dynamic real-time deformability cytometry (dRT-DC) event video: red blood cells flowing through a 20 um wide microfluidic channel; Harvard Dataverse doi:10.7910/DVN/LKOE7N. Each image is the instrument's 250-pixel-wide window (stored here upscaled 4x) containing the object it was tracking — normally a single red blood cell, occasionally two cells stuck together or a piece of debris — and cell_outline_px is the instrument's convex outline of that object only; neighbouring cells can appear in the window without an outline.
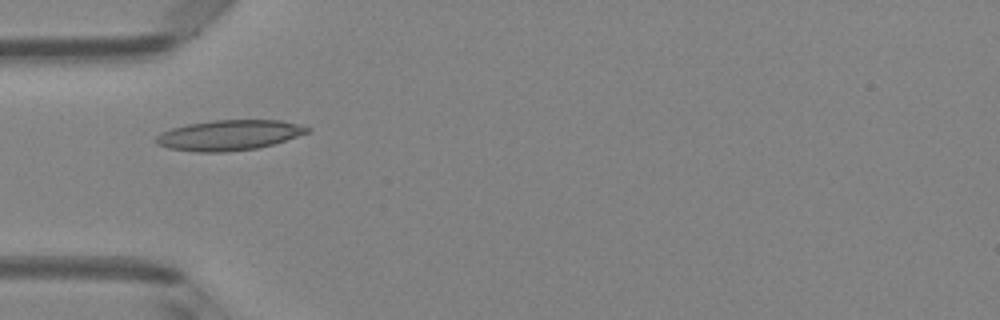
{"species": "Egyptian fruit bat (a non-hibernating species)", "species_latin": "Rousettus aegyptiacus", "temperature_condition": "room temperature", "stored_images_in_passage": 6, "camera_frame_rate_fps": 3000, "um_per_image_px": 0.085, "animal": {"sex": "female"}, "frame": {"image": 1, "passage_image": 5, "time_ms": 1.333, "image_size_px": [1000, 320], "cell_outline_px": [[312, 128], [308, 132], [272, 144], [256, 148], [224, 152], [196, 152], [168, 148], [156, 144], [156, 136], [172, 128], [188, 124], [212, 120], [280, 120]], "centroid_in_image_um": [19.44, 11.49], "position_along_channel_um": 65.6, "area_um2": 26.36}}
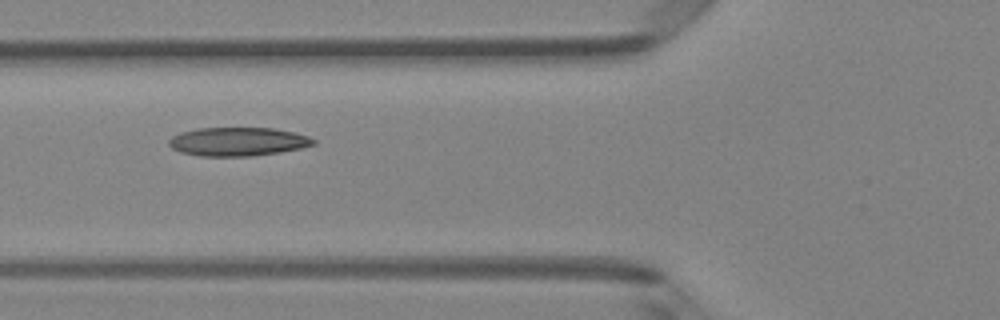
{"frame": {"image": 2, "passage_image": 6, "time_ms": 1.667, "image_size_px": [1000, 320], "cell_outline_px": [[316, 144], [300, 148], [280, 152], [252, 156], [200, 156], [180, 152], [172, 148], [168, 144], [168, 140], [172, 136], [180, 132], [196, 128], [272, 128], [296, 132], [308, 136], [316, 140]], "centroid_in_image_um": [20.21, 12.03], "position_along_channel_um": 105.6, "area_um2": 24.28}}